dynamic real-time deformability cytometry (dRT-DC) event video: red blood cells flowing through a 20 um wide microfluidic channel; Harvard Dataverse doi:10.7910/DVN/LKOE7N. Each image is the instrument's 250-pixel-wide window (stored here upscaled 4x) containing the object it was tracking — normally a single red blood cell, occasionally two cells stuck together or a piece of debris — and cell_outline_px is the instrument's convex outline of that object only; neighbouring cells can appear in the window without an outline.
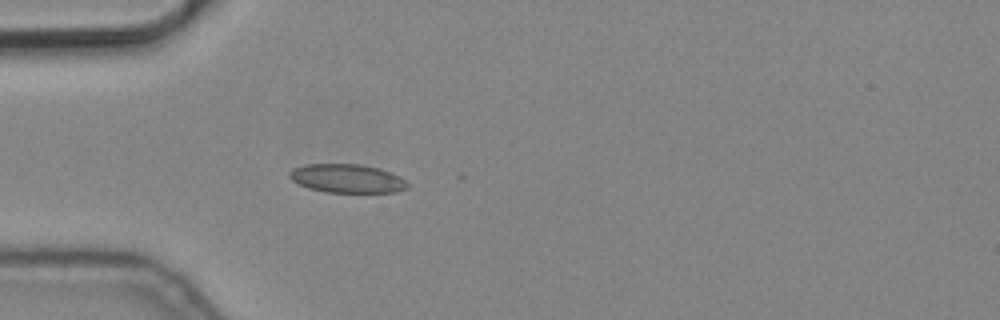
{"species": "common noctule bat (a hibernating species)", "species_latin": "Nyctalus noctula", "temperature_condition": "cold", "stored_images_in_passage": 3, "camera_frame_rate_fps": 3000, "um_per_image_px": 0.085, "animal": {"sex": "male", "body_mass_g": 19.2, "forearm_length_mm": 51.8}, "frame": {"image": 1, "passage_image": 3, "time_ms": 0.667, "image_size_px": [1000, 320], "cell_outline_px": [[408, 188], [396, 192], [328, 192], [308, 188], [292, 180], [288, 176], [288, 172], [292, 168], [304, 164], [360, 164], [380, 168], [392, 172], [400, 176], [408, 184]], "centroid_in_image_um": [29.5, 15.16], "position_along_channel_um": 55.5, "area_um2": 19.83}}